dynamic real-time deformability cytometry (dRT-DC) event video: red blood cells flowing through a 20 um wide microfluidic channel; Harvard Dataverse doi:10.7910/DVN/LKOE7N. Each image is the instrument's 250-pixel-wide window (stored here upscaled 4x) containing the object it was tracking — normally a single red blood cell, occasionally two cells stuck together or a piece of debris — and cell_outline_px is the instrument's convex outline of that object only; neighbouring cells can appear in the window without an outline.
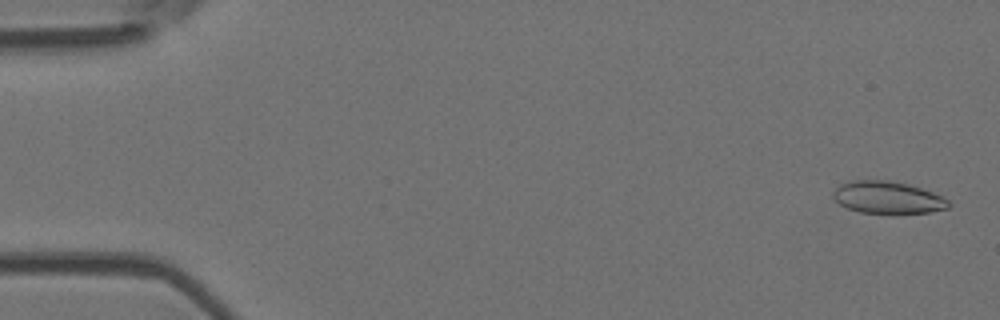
{"species": "Egyptian fruit bat (a non-hibernating species)", "species_latin": "Rousettus aegyptiacus", "temperature_condition": "room temperature", "stored_images_in_passage": 54, "camera_frame_rate_fps": 3000, "um_per_image_px": 0.085, "animal": {"sex": "female"}, "frame": {"image": 1, "passage_image": 2, "time_ms": 0.333, "image_size_px": [1000, 320], "cell_outline_px": [[952, 204], [948, 208], [932, 212], [888, 216], [860, 212], [848, 208], [840, 204], [832, 196], [832, 192], [840, 184], [852, 180], [888, 180], [908, 184], [932, 192], [948, 200]], "centroid_in_image_um": [75.46, 16.83], "position_along_channel_um": 9.5, "area_um2": 22.37}}
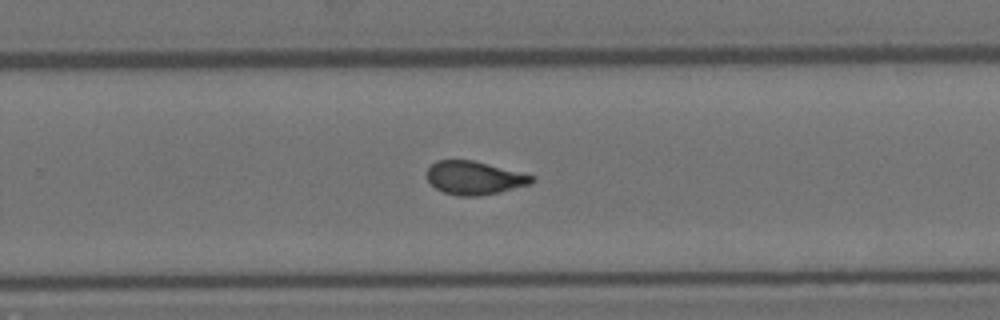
{"frame": {"image": 2, "passage_image": 35, "time_ms": 11.333, "image_size_px": [1000, 320], "cell_outline_px": [[536, 180], [528, 184], [500, 192], [480, 196], [456, 196], [444, 192], [436, 188], [428, 180], [428, 168], [436, 160], [472, 160], [536, 176]], "centroid_in_image_um": [40.33, 15.12], "position_along_channel_um": 289.5, "area_um2": 20.23}}
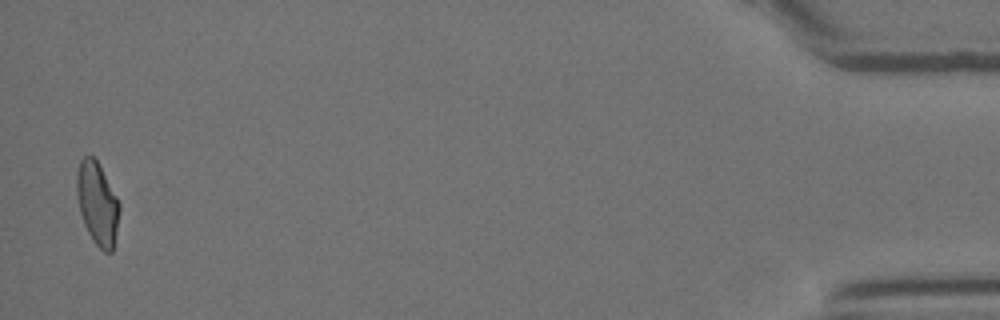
{"frame": {"image": 3, "passage_image": 53, "time_ms": 17.333, "image_size_px": [1000, 320], "cell_outline_px": [[120, 208], [112, 252], [104, 252], [96, 244], [88, 232], [84, 224], [80, 212], [76, 192], [76, 172], [80, 160], [84, 156], [92, 156], [96, 160], [116, 196], [120, 204]], "centroid_in_image_um": [8.25, 17.28], "position_along_channel_um": 426.9, "area_um2": 20.23}, "authors_computed_cell_mechanics": {"area_um2": 20.8369, "velocity_mm_per_s": 3.7837, "shape_relaxation_time_tau1_ms": 8.9738, "shape_relaxation_time_tau2_ms": 1.5935, "deformation_change_tau1": 0.2055, "deformation_change_tau2": 0.0717}}